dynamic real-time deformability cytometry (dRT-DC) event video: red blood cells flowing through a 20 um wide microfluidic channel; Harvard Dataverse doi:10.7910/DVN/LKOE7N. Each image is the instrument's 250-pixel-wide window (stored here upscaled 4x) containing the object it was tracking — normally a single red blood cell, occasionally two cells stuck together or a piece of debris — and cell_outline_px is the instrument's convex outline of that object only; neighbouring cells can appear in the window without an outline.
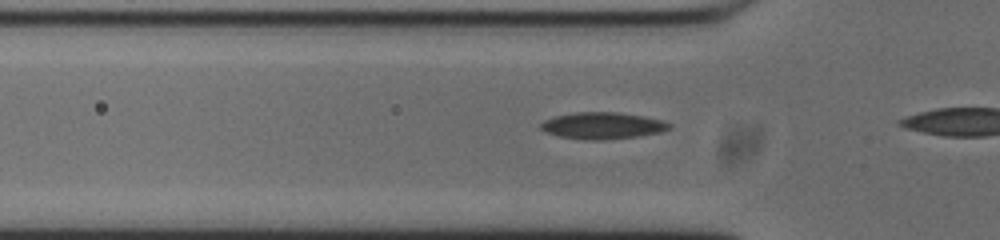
{"species": "common noctule bat (a hibernating species)", "species_latin": "Nyctalus noctula", "temperature_condition": "cold", "stored_images_in_passage": 17, "camera_frame_rate_fps": 3000, "um_per_image_px": 0.085, "animal": {"sex": "male", "body_mass_g": 20.0, "forearm_length_mm": 53.3}, "frame": {"image": 1, "passage_image": 12, "time_ms": 3.667, "image_size_px": [1000, 240], "cell_outline_px": [[672, 128], [660, 132], [636, 136], [600, 140], [588, 140], [560, 136], [548, 132], [540, 128], [540, 124], [544, 120], [552, 116], [576, 112], [616, 112], [644, 116], [664, 120], [672, 124]], "centroid_in_image_um": [51.24, 10.66], "position_along_channel_um": 74.6, "area_um2": 19.94}}
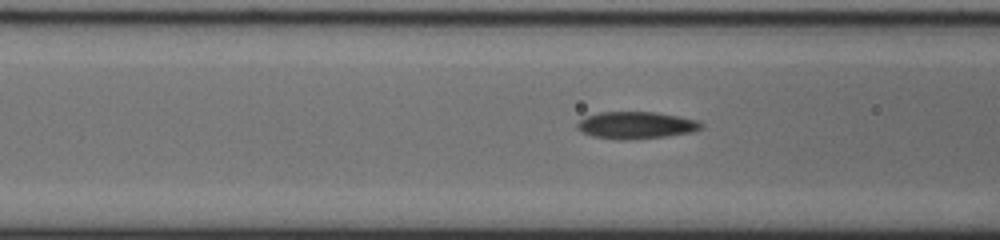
{"frame": {"image": 2, "passage_image": 15, "time_ms": 4.667, "image_size_px": [1000, 240], "cell_outline_px": [[704, 128], [692, 132], [664, 136], [620, 140], [592, 136], [580, 132], [576, 128], [576, 124], [584, 116], [600, 112], [656, 112], [680, 116], [700, 120], [704, 124]], "centroid_in_image_um": [54.07, 10.63], "position_along_channel_um": 112.5, "area_um2": 19.77}}